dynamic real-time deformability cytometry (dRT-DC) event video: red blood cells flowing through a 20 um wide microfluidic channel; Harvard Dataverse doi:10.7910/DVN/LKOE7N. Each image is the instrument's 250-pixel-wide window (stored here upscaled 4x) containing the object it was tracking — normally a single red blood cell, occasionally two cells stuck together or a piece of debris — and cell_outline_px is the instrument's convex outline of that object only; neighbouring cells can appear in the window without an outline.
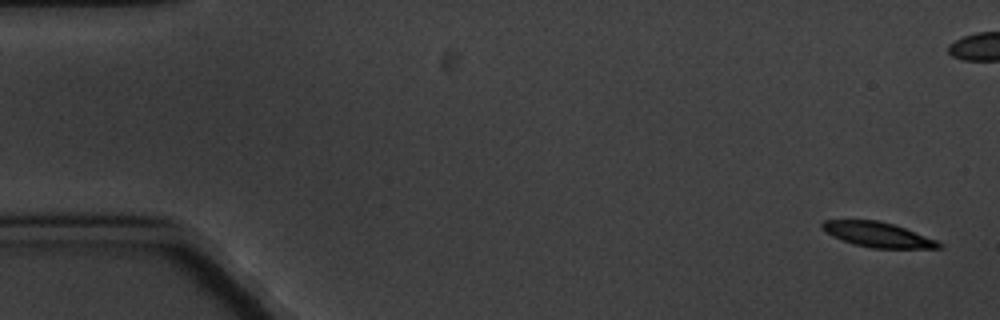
{"species": "common noctule bat (a hibernating species)", "species_latin": "Nyctalus noctula", "temperature_condition": "cold", "stored_images_in_passage": 14, "camera_frame_rate_fps": 3000, "um_per_image_px": 0.085, "animal": {"sex": "male", "body_mass_g": 20.1, "forearm_length_mm": 53.5}, "frame": {"image": 1, "passage_image": 1, "time_ms": 0.0, "image_size_px": [1000, 320], "cell_outline_px": [[944, 248], [872, 248], [856, 244], [832, 236], [824, 232], [820, 228], [820, 224], [824, 220], [880, 220], [904, 228], [936, 240], [944, 244]], "centroid_in_image_um": [74.59, 19.94], "position_along_channel_um": 10.4, "area_um2": 16.88}}
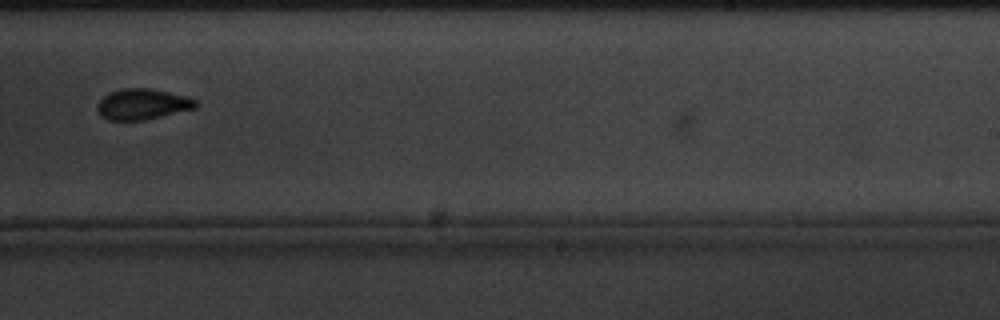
{"frame": {"image": 2, "passage_image": 12, "time_ms": 13.667, "image_size_px": [1000, 320], "cell_outline_px": [[200, 104], [196, 108], [144, 120], [108, 120], [100, 116], [96, 108], [96, 104], [104, 96], [112, 92], [124, 88], [152, 88], [188, 96], [196, 100]], "centroid_in_image_um": [12.13, 8.85], "position_along_channel_um": 276.9, "area_um2": 17.8}}